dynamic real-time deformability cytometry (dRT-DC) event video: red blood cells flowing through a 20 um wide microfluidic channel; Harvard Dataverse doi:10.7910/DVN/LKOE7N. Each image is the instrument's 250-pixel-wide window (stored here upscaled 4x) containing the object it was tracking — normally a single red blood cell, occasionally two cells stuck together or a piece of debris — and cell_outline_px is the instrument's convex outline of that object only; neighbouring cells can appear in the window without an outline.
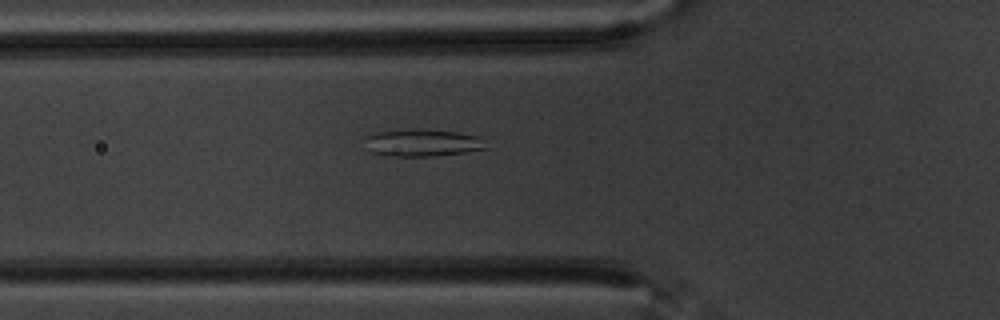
{"species": "common noctule bat (a hibernating species)", "species_latin": "Nyctalus noctula", "temperature_condition": "warm", "stored_images_in_passage": 58, "camera_frame_rate_fps": 3000, "um_per_image_px": 0.085, "animal": {"sex": "male", "body_mass_g": 20.1, "forearm_length_mm": 53.5}, "frame": {"image": 1, "passage_image": 21, "time_ms": 6.667, "image_size_px": [1000, 320], "cell_outline_px": [[488, 148], [464, 152], [428, 156], [388, 156], [372, 152], [360, 136], [376, 132], [412, 128], [416, 128], [456, 132], [480, 136]], "centroid_in_image_um": [35.84, 12.11], "position_along_channel_um": 90.0, "area_um2": 19.42}}
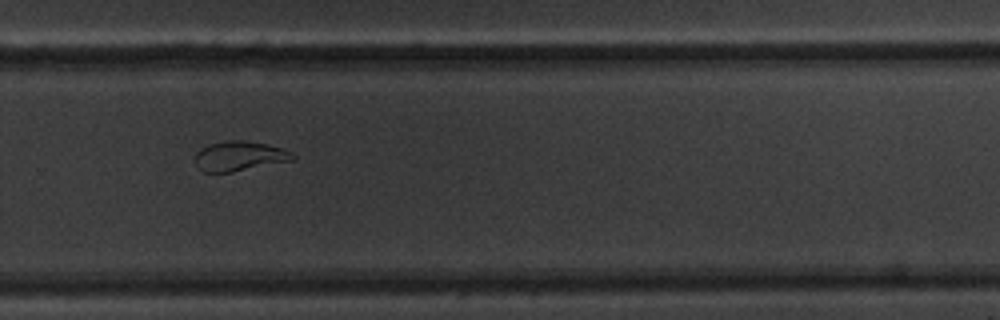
{"frame": {"image": 2, "passage_image": 40, "time_ms": 13.0, "image_size_px": [1000, 320], "cell_outline_px": [[296, 156], [292, 160], [232, 172], [200, 172], [196, 164], [196, 152], [200, 148], [208, 144], [228, 140], [244, 140], [268, 144], [284, 148], [292, 152]], "centroid_in_image_um": [20.34, 13.26], "position_along_channel_um": 309.5, "area_um2": 17.05}}
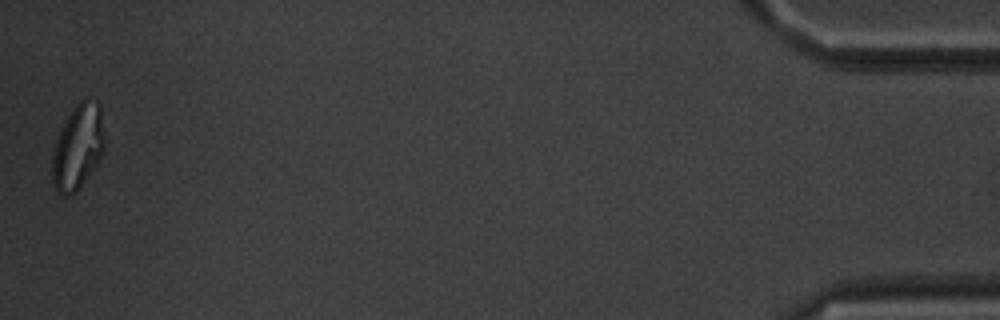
{"frame": {"image": 3, "passage_image": 58, "time_ms": 19.0, "image_size_px": [1000, 320], "cell_outline_px": [[104, 152], [100, 160], [80, 188], [76, 192], [68, 196], [60, 196], [56, 192], [52, 184], [52, 156], [56, 140], [60, 128], [72, 108], [84, 96], [88, 96], [96, 100], [100, 104], [104, 136]], "centroid_in_image_um": [6.62, 12.49], "position_along_channel_um": 428.6, "area_um2": 26.65}, "authors_computed_cell_mechanics": {"area_um2": 22.6287, "velocity_mm_per_s": 3.4654, "shape_relaxation_time_tau1_ms": null, "shape_relaxation_time_tau2_ms": 2.1088, "deformation_change_tau1": null, "deformation_change_tau2": 0.0758}}